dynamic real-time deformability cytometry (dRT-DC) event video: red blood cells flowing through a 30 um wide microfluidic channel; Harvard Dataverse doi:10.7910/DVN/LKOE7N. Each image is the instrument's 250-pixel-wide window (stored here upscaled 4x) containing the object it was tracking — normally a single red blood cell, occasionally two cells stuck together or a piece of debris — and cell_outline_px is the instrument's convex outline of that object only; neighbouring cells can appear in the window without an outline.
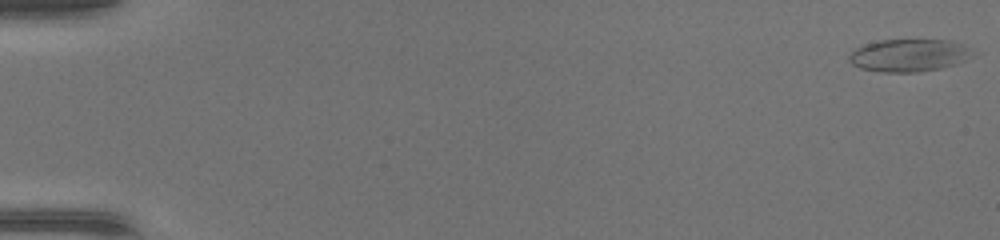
{"species": "common noctule bat (a hibernating species)", "species_latin": "Nyctalus noctula", "temperature_condition": "warm", "stored_images_in_passage": 47, "camera_frame_rate_fps": 3000, "um_per_image_px": 0.085, "animal": {"sex": "female", "body_mass_g": 17.0, "forearm_length_mm": 48.0}, "frame": {"image": 1, "passage_image": 1, "time_ms": 0.0, "image_size_px": [1000, 240], "cell_outline_px": [[964, 60], [956, 64], [940, 68], [916, 72], [880, 72], [860, 68], [852, 64], [848, 60], [848, 56], [856, 48], [864, 44], [880, 40], [952, 40], [964, 44]], "centroid_in_image_um": [77.11, 4.7], "position_along_channel_um": 7.9, "area_um2": 22.83}}
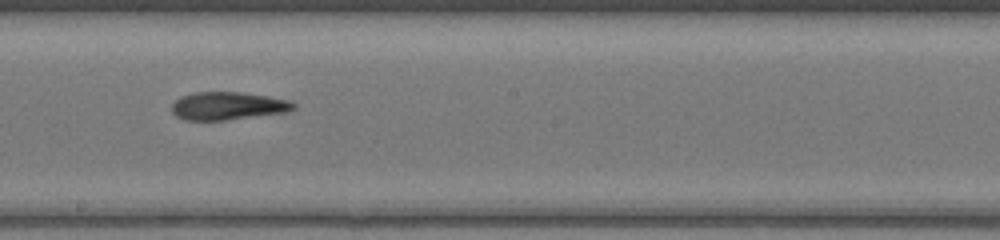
{"frame": {"image": 2, "passage_image": 28, "time_ms": 9.0, "image_size_px": [1000, 240], "cell_outline_px": [[296, 108], [288, 112], [228, 120], [184, 120], [176, 116], [172, 112], [172, 104], [180, 96], [196, 92], [240, 92], [268, 96], [288, 100], [296, 104]], "centroid_in_image_um": [19.38, 9.01], "position_along_channel_um": 228.8, "area_um2": 19.94}}
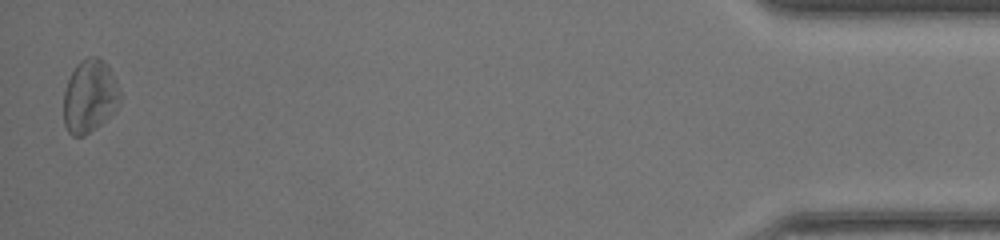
{"frame": {"image": 3, "passage_image": 47, "time_ms": 15.333, "image_size_px": [1000, 240], "cell_outline_px": [[120, 100], [116, 108], [100, 124], [84, 136], [72, 136], [68, 132], [64, 124], [64, 92], [68, 80], [76, 64], [80, 60], [88, 56], [96, 56], [104, 60], [108, 64], [116, 80], [120, 92]], "centroid_in_image_um": [7.61, 8.15], "position_along_channel_um": 427.6, "area_um2": 23.99}}